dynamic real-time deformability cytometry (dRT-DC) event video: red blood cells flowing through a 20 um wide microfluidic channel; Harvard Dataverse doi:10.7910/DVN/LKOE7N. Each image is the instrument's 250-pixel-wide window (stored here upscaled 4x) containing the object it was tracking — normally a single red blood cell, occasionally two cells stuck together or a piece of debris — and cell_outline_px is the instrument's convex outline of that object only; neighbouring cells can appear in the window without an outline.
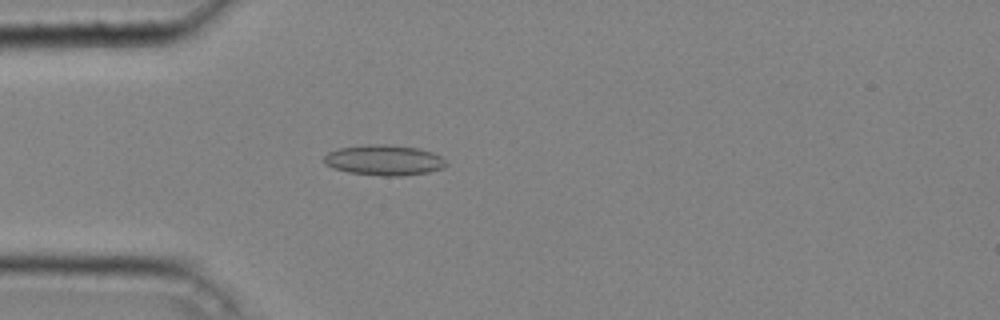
{"species": "common noctule bat (a hibernating species)", "species_latin": "Nyctalus noctula", "temperature_condition": "cold", "stored_images_in_passage": 45, "camera_frame_rate_fps": 3000, "um_per_image_px": 0.085, "animal": {"sex": "male", "body_mass_g": 20.4}, "frame": {"image": 1, "passage_image": 13, "time_ms": 4.0, "image_size_px": [1000, 320], "cell_outline_px": [[448, 164], [444, 168], [428, 172], [400, 176], [380, 176], [348, 172], [332, 168], [324, 164], [324, 156], [328, 152], [340, 148], [368, 144], [388, 144], [420, 148], [432, 152], [440, 156]], "centroid_in_image_um": [32.65, 13.61], "position_along_channel_um": 52.4, "area_um2": 21.85}}
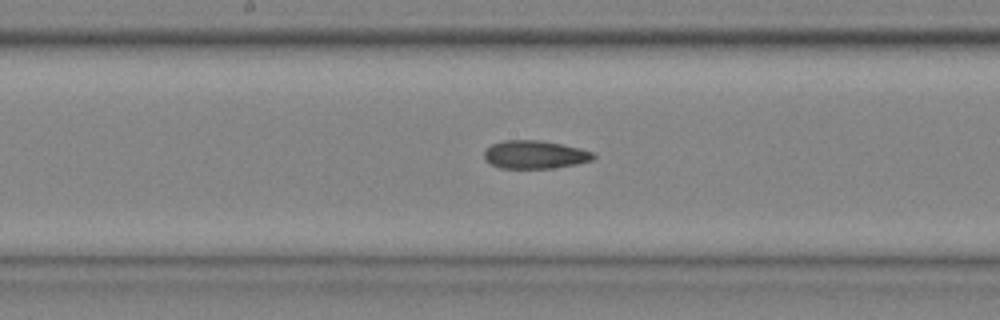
{"frame": {"image": 2, "passage_image": 24, "time_ms": 7.667, "image_size_px": [1000, 320], "cell_outline_px": [[596, 156], [592, 160], [576, 164], [552, 168], [500, 168], [484, 160], [484, 152], [492, 144], [504, 140], [540, 140], [580, 148], [592, 152]], "centroid_in_image_um": [45.45, 13.14], "position_along_channel_um": 202.7, "area_um2": 17.8}}
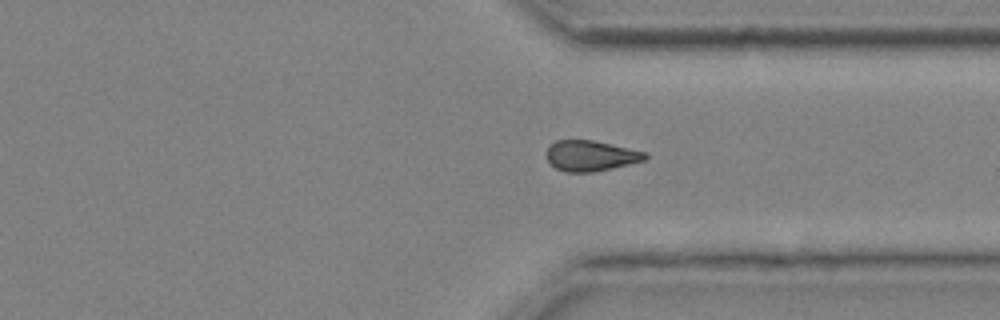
{"frame": {"image": 3, "passage_image": 35, "time_ms": 11.333, "image_size_px": [1000, 320], "cell_outline_px": [[648, 156], [644, 160], [628, 164], [592, 172], [564, 172], [556, 168], [548, 160], [548, 148], [556, 140], [592, 140], [648, 152]], "centroid_in_image_um": [50.23, 13.24], "position_along_channel_um": 361.2, "area_um2": 17.28}, "authors_computed_cell_mechanics": {"area_um2": 17.8024, "velocity_mm_per_s": 4.3042, "shape_relaxation_time_tau1_ms": 3.1412, "shape_relaxation_time_tau2_ms": 3.7194, "deformation_change_tau1": 0.0991, "deformation_change_tau2": 0.1198}}